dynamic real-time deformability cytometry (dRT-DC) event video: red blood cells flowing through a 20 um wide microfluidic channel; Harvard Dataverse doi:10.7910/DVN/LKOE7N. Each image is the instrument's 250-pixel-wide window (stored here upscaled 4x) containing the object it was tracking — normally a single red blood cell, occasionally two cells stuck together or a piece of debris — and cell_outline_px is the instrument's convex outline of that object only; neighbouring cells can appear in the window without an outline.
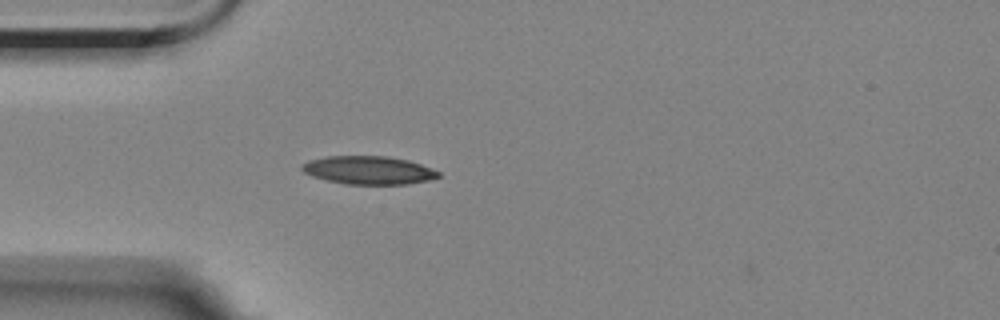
{"species": "Egyptian fruit bat (a non-hibernating species)", "species_latin": "Rousettus aegyptiacus", "temperature_condition": "room temperature", "stored_images_in_passage": 2, "camera_frame_rate_fps": 3000, "um_per_image_px": 0.085, "animal": {"sex": "female"}, "frame": {"image": 1, "passage_image": 1, "time_ms": 0.0, "image_size_px": [1000, 320], "cell_outline_px": [[440, 176], [428, 180], [408, 184], [344, 184], [312, 176], [304, 172], [300, 168], [300, 164], [308, 160], [324, 156], [388, 156], [408, 160], [420, 164], [440, 172]], "centroid_in_image_um": [31.29, 14.46], "position_along_channel_um": 53.7, "area_um2": 22.48}}